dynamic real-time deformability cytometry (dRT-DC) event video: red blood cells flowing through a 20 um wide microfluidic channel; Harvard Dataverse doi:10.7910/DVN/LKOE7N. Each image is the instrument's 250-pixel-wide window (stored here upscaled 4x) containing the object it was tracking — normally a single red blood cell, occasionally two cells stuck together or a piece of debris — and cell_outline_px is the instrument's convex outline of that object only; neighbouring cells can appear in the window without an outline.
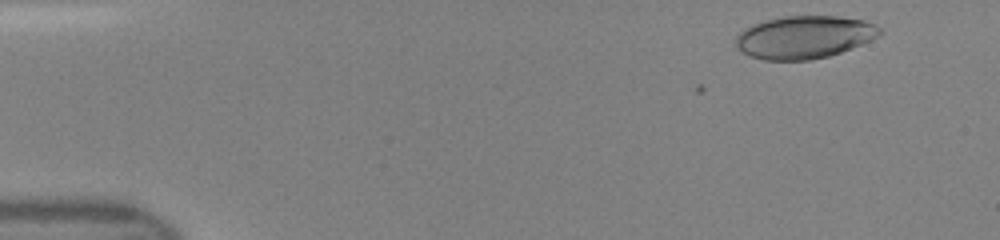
{"species": "human", "species_latin": "Homo sapiens", "temperature_condition": "room temperature", "stored_images_in_passage": 46, "camera_frame_rate_fps": 3000, "um_per_image_px": 0.085, "donor": {"sex": "female"}, "frame": {"image": 1, "passage_image": 3, "time_ms": 0.667, "image_size_px": [1000, 240], "cell_outline_px": [[884, 32], [852, 48], [828, 56], [808, 60], [764, 60], [752, 56], [736, 48], [736, 36], [744, 28], [752, 24], [764, 20], [784, 16], [836, 16], [864, 20], [876, 24]], "centroid_in_image_um": [68.34, 3.14], "position_along_channel_um": 16.7, "area_um2": 35.72}}
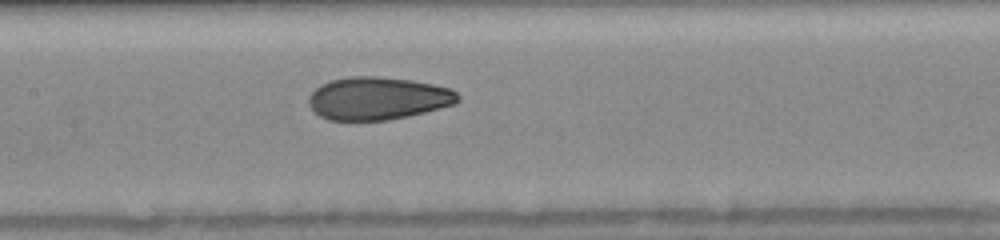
{"frame": {"image": 2, "passage_image": 22, "time_ms": 7.0, "image_size_px": [1000, 240], "cell_outline_px": [[460, 100], [456, 104], [408, 116], [388, 120], [328, 120], [320, 116], [308, 104], [308, 100], [312, 92], [320, 84], [332, 80], [352, 76], [380, 76], [412, 80], [452, 88], [460, 96]], "centroid_in_image_um": [32.14, 8.35], "position_along_channel_um": 175.3, "area_um2": 37.28}}
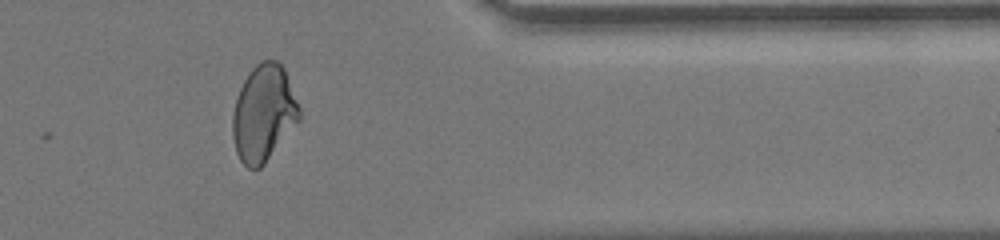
{"frame": {"image": 3, "passage_image": 38, "time_ms": 12.333, "image_size_px": [1000, 240], "cell_outline_px": [[300, 120], [264, 164], [260, 168], [248, 168], [240, 160], [236, 152], [232, 136], [232, 116], [236, 100], [240, 88], [248, 72], [260, 60], [276, 60], [284, 68], [300, 108]], "centroid_in_image_um": [22.4, 9.62], "position_along_channel_um": 389.0, "area_um2": 37.45}}